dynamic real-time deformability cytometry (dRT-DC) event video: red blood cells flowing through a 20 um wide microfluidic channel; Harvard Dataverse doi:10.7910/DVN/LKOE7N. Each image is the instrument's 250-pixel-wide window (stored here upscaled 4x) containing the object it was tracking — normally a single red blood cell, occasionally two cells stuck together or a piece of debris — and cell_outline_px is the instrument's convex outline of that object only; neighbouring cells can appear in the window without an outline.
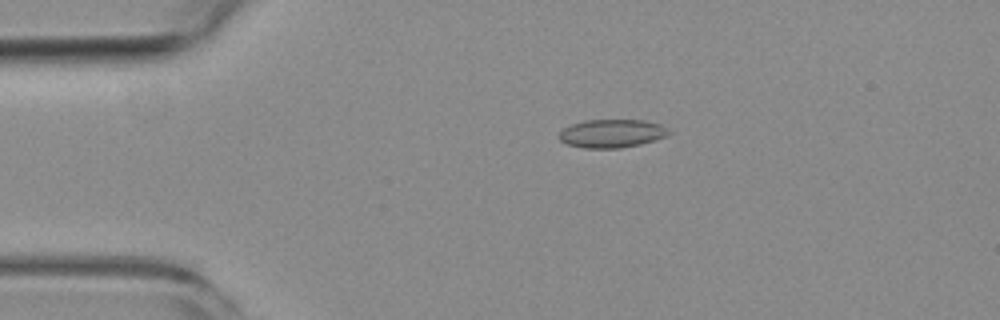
{"species": "common noctule bat (a hibernating species)", "species_latin": "Nyctalus noctula", "temperature_condition": "room temperature", "stored_images_in_passage": 4, "camera_frame_rate_fps": 3000, "um_per_image_px": 0.085, "animal": {"sex": "female", "body_mass_g": 19.3, "forearm_length_mm": 54.1}, "frame": {"image": 1, "passage_image": 3, "time_ms": 2.0, "image_size_px": [1000, 320], "cell_outline_px": [[672, 132], [668, 136], [640, 144], [620, 148], [584, 148], [568, 144], [560, 140], [556, 136], [564, 128], [572, 124], [584, 120], [644, 120], [660, 124], [668, 128]], "centroid_in_image_um": [52.02, 11.34], "position_along_channel_um": 33.0, "area_um2": 18.21}}